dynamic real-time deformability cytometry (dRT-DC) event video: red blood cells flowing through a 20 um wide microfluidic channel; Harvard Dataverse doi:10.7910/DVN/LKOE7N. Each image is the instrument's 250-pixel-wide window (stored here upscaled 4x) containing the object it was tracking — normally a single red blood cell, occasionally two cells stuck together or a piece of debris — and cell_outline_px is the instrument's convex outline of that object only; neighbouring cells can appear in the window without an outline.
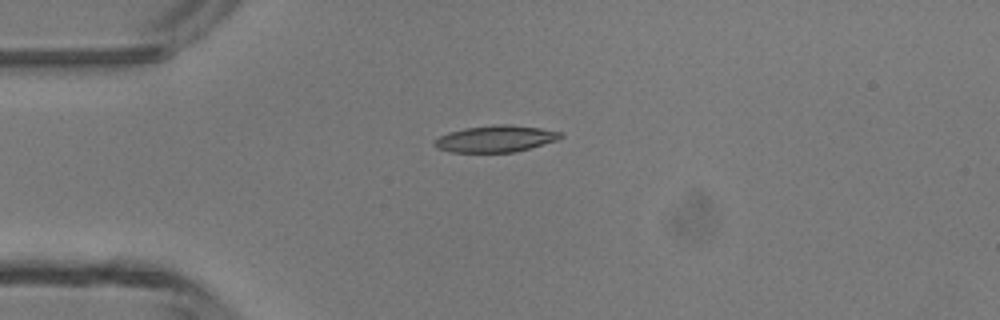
{"species": "common noctule bat (a hibernating species)", "species_latin": "Nyctalus noctula", "temperature_condition": "room temperature", "stored_images_in_passage": 2, "camera_frame_rate_fps": 3000, "um_per_image_px": 0.085, "animal": {"sex": "male", "body_mass_g": 13.3}, "frame": {"image": 1, "passage_image": 1, "time_ms": 0.0, "image_size_px": [1000, 320], "cell_outline_px": [[564, 136], [556, 140], [516, 152], [452, 152], [440, 148], [432, 144], [432, 140], [448, 132], [464, 128], [496, 124], [512, 124], [540, 128], [564, 132]], "centroid_in_image_um": [42.13, 11.78], "position_along_channel_um": 42.9, "area_um2": 19.65}}